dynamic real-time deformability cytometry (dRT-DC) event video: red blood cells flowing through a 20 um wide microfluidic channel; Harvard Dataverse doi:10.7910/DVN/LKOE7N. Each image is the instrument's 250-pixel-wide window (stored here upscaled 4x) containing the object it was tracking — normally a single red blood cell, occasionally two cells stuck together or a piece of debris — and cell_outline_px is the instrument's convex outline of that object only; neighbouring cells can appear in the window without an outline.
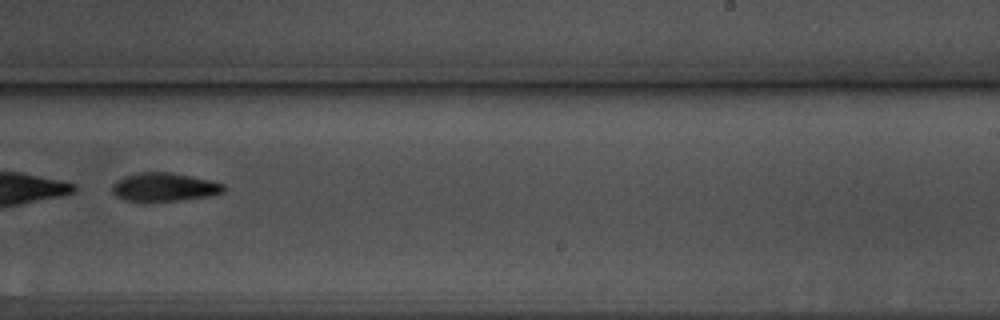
{"species": "common noctule bat (a hibernating species)", "species_latin": "Nyctalus noctula", "temperature_condition": "warm", "stored_images_in_passage": 56, "segment_of_instrument_passage": [2, 2], "camera_frame_rate_fps": 3000, "um_per_image_px": 0.085, "animal": {"sex": "male", "body_mass_g": 17.5, "forearm_length_mm": 52.3}, "frame": {"image": 1, "passage_image": 36, "time_ms": 11.667, "image_size_px": [1000, 320], "cell_outline_px": [[224, 192], [208, 196], [176, 200], [128, 200], [116, 196], [112, 192], [112, 184], [116, 180], [124, 176], [140, 172], [168, 172], [208, 180], [224, 184]], "centroid_in_image_um": [13.92, 15.88], "position_along_channel_um": 275.1, "area_um2": 17.98}}